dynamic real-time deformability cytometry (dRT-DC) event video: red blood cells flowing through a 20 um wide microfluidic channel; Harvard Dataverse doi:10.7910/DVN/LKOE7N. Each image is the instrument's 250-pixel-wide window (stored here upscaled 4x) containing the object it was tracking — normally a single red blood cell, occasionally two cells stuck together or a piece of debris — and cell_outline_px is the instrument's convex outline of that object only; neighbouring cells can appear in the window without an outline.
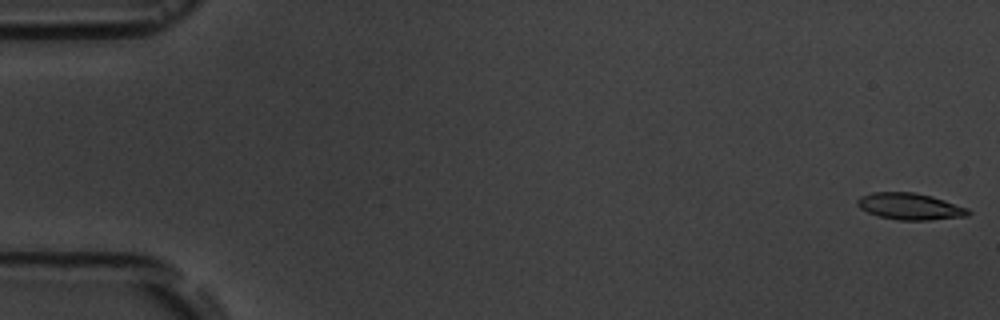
{"species": "common noctule bat (a hibernating species)", "species_latin": "Nyctalus noctula", "temperature_condition": "room temperature", "stored_images_in_passage": 9, "camera_frame_rate_fps": 3000, "um_per_image_px": 0.085, "animal": {"sex": "male", "body_mass_g": 19.5, "forearm_length_mm": 54.6}, "frame": {"image": 1, "passage_image": 1, "time_ms": 0.0, "image_size_px": [1000, 320], "cell_outline_px": [[972, 212], [968, 216], [928, 220], [900, 220], [880, 216], [868, 212], [860, 208], [856, 204], [856, 200], [860, 196], [872, 192], [916, 192], [932, 196], [968, 208]], "centroid_in_image_um": [77.35, 17.53], "position_along_channel_um": 7.7, "area_um2": 17.22}}
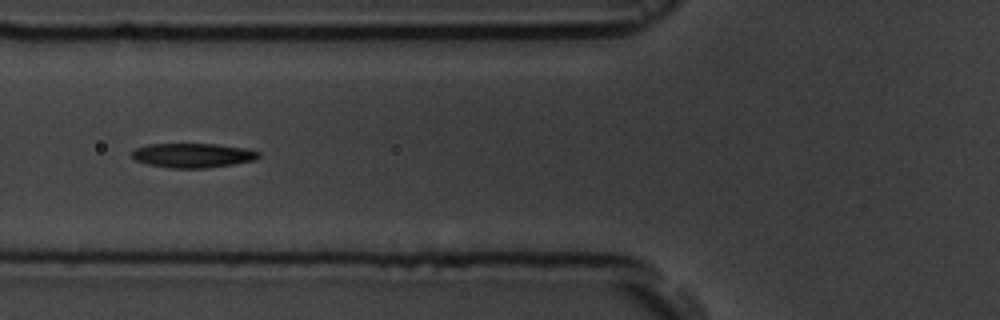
{"frame": {"image": 2, "passage_image": 7, "time_ms": 6.667, "image_size_px": [1000, 320], "cell_outline_px": [[260, 156], [252, 160], [232, 164], [204, 168], [168, 168], [148, 164], [136, 160], [132, 156], [132, 152], [136, 148], [148, 144], [216, 144], [244, 148], [260, 152]], "centroid_in_image_um": [16.36, 13.2], "position_along_channel_um": 109.4, "area_um2": 17.8}}
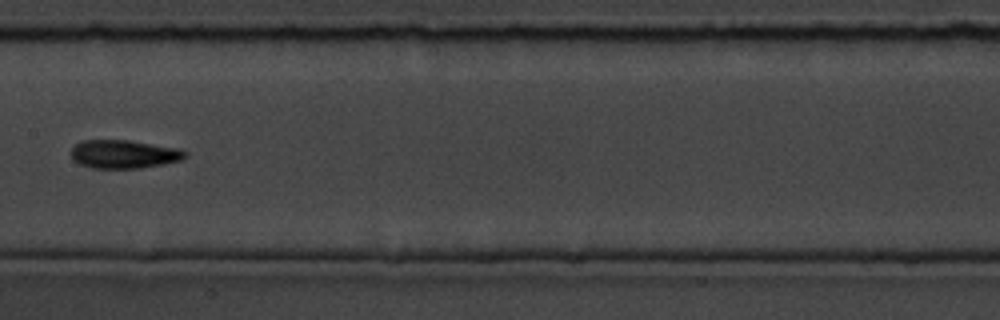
{"frame": {"image": 3, "passage_image": 9, "time_ms": 9.0, "image_size_px": [1000, 320], "cell_outline_px": [[188, 156], [180, 160], [164, 164], [140, 168], [92, 168], [80, 164], [72, 160], [72, 148], [80, 140], [128, 140], [176, 148], [188, 152]], "centroid_in_image_um": [10.52, 13.1], "position_along_channel_um": 196.9, "area_um2": 18.84}}